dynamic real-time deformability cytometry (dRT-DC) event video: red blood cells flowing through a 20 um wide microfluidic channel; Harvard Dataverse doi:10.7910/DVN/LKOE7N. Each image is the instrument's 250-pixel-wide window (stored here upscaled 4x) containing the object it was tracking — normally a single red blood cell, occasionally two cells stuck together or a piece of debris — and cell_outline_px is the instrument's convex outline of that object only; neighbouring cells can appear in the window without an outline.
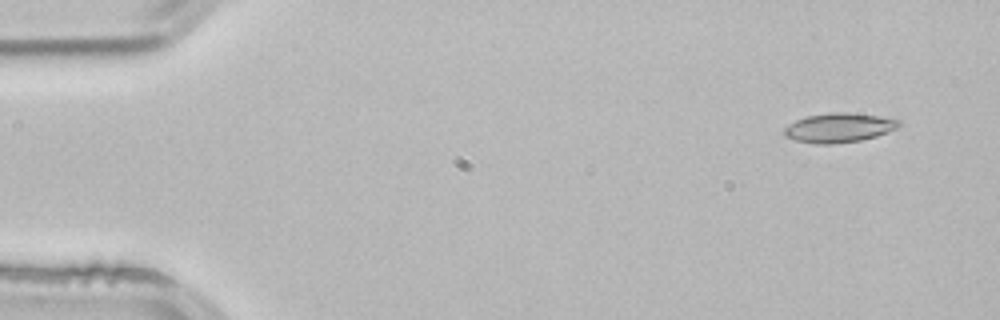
{"species": "common noctule bat (a hibernating species)", "species_latin": "Nyctalus noctula", "temperature_condition": "room temperature", "stored_images_in_passage": 3, "camera_frame_rate_fps": 3000, "um_per_image_px": 0.085, "animal": {"sex": "male", "body_mass_g": 21.5, "forearm_length_mm": 52.0}, "frame": {"image": 1, "passage_image": 1, "time_ms": 0.0, "image_size_px": [1000, 320], "cell_outline_px": [[900, 124], [896, 128], [888, 132], [876, 136], [860, 140], [832, 144], [812, 144], [796, 140], [784, 136], [784, 128], [788, 124], [796, 120], [808, 116], [832, 112], [844, 112], [876, 116], [900, 120]], "centroid_in_image_um": [71.27, 10.87], "position_along_channel_um": 13.7, "area_um2": 19.42}}
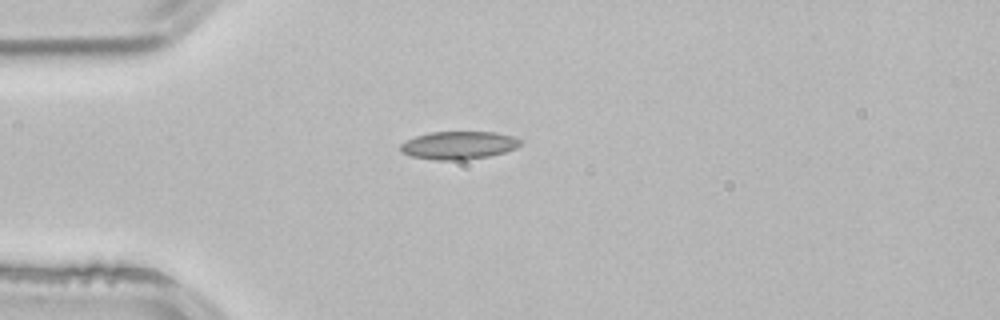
{"frame": {"image": 2, "passage_image": 3, "time_ms": 0.667, "image_size_px": [1000, 320], "cell_outline_px": [[520, 144], [516, 148], [504, 152], [488, 156], [468, 160], [436, 160], [412, 156], [400, 152], [400, 144], [416, 136], [432, 132], [496, 132], [512, 136], [520, 140]], "centroid_in_image_um": [38.97, 12.35], "position_along_channel_um": 46.0, "area_um2": 19.42}}